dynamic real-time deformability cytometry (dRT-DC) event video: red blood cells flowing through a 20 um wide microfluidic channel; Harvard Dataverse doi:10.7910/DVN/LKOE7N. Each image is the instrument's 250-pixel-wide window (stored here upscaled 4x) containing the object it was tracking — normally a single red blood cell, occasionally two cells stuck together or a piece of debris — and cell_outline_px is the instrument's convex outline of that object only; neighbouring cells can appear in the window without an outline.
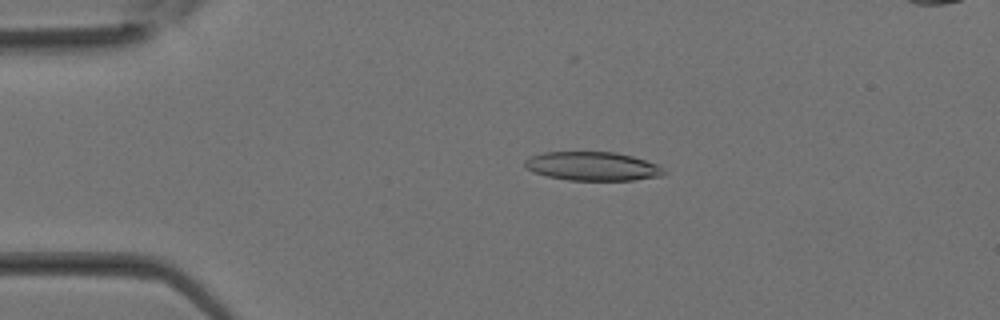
{"species": "Egyptian fruit bat (a non-hibernating species)", "species_latin": "Rousettus aegyptiacus", "temperature_condition": "room temperature", "stored_images_in_passage": 34, "segment_of_instrument_passage": [1, 2], "camera_frame_rate_fps": 3000, "um_per_image_px": 0.085, "animal": {"sex": "female"}, "frame": {"image": 1, "passage_image": 7, "time_ms": 2.0, "image_size_px": [1000, 320], "cell_outline_px": [[668, 172], [664, 176], [632, 180], [568, 180], [548, 176], [532, 172], [524, 168], [524, 160], [532, 156], [544, 152], [616, 152], [632, 156], [660, 164]], "centroid_in_image_um": [50.41, 14.13], "position_along_channel_um": 34.6, "area_um2": 23.64}}
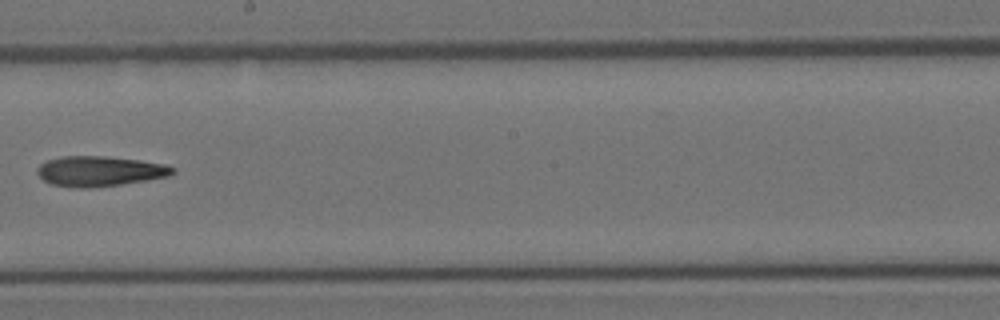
{"frame": {"image": 2, "passage_image": 19, "time_ms": 6.0, "image_size_px": [1000, 320], "cell_outline_px": [[176, 172], [168, 176], [120, 184], [88, 188], [80, 188], [52, 184], [44, 180], [36, 172], [36, 168], [40, 164], [48, 160], [60, 156], [104, 156], [140, 160], [164, 164], [176, 168]], "centroid_in_image_um": [8.46, 14.54], "position_along_channel_um": 239.7, "area_um2": 23.64}}
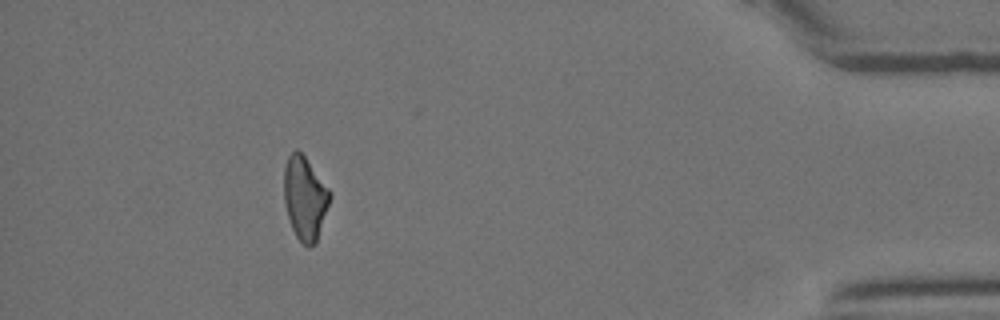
{"frame": {"image": 3, "passage_image": 30, "time_ms": 9.667, "image_size_px": [1000, 320], "cell_outline_px": [[332, 196], [316, 244], [308, 248], [296, 236], [292, 228], [288, 216], [284, 200], [284, 168], [288, 156], [296, 148], [304, 156], [332, 192]], "centroid_in_image_um": [25.93, 16.85], "position_along_channel_um": 409.3, "area_um2": 22.31}}